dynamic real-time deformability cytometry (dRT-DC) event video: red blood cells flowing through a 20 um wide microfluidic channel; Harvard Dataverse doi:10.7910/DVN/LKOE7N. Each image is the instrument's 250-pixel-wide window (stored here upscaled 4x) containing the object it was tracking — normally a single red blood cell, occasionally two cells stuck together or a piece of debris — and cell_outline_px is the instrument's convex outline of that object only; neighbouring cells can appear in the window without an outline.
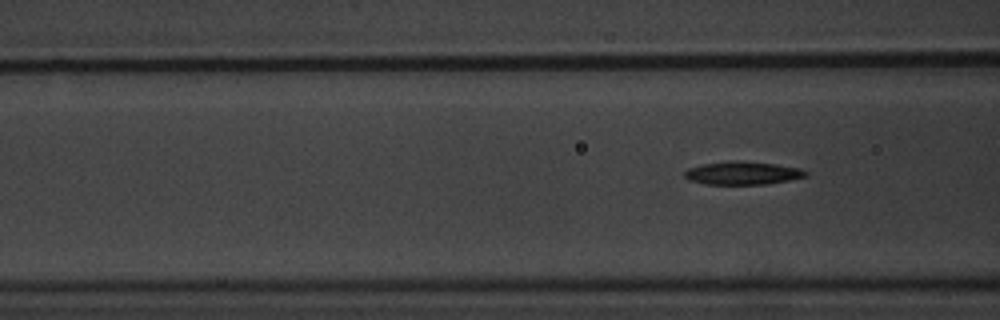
{"species": "common noctule bat (a hibernating species)", "species_latin": "Nyctalus noctula", "temperature_condition": "warm", "stored_images_in_passage": 8, "camera_frame_rate_fps": 3000, "um_per_image_px": 0.085, "animal": {"sex": "male", "body_mass_g": 20.1, "forearm_length_mm": 53.5}, "frame": {"image": 1, "passage_image": 8, "time_ms": 8.0, "image_size_px": [1000, 320], "cell_outline_px": [[808, 176], [768, 184], [704, 184], [688, 180], [684, 176], [684, 172], [688, 168], [700, 164], [728, 160], [740, 160], [776, 164], [800, 168], [808, 172]], "centroid_in_image_um": [63.09, 14.7], "position_along_channel_um": 103.5, "area_um2": 16.59}}